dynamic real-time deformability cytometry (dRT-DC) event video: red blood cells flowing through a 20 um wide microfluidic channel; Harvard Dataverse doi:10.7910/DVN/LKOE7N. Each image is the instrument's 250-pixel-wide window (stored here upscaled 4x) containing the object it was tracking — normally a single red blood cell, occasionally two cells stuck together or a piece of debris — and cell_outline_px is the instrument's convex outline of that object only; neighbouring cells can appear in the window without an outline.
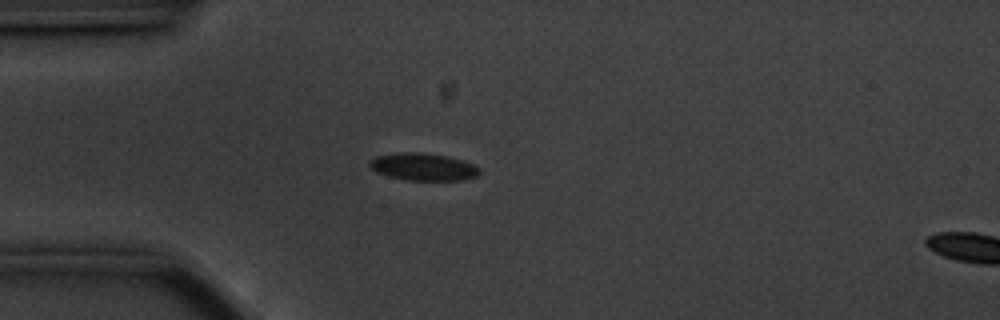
{"species": "common noctule bat (a hibernating species)", "species_latin": "Nyctalus noctula", "temperature_condition": "cold", "stored_images_in_passage": 43, "camera_frame_rate_fps": 3000, "um_per_image_px": 0.085, "animal": {"sex": "male", "body_mass_g": 20.1, "forearm_length_mm": 53.5}, "frame": {"image": 1, "passage_image": 1, "time_ms": 0.0, "image_size_px": [1000, 320], "cell_outline_px": [[480, 172], [476, 176], [464, 180], [408, 180], [388, 176], [376, 172], [368, 164], [376, 156], [396, 152], [416, 152], [448, 156], [472, 164], [480, 168]], "centroid_in_image_um": [35.96, 14.18], "position_along_channel_um": 49.0, "area_um2": 17.4}}
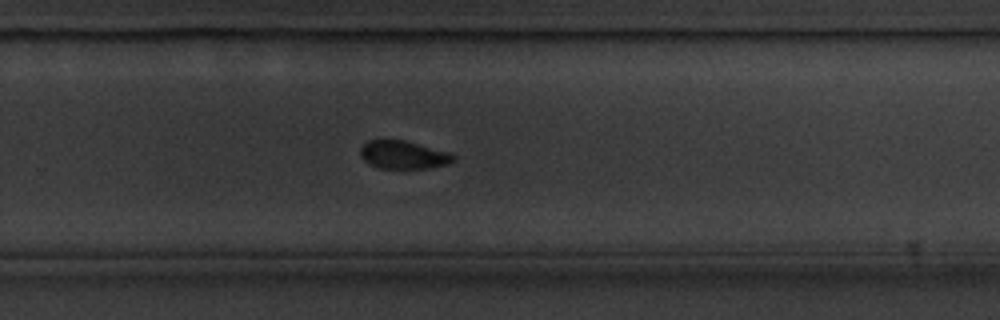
{"frame": {"image": 2, "passage_image": 23, "time_ms": 7.333, "image_size_px": [1000, 320], "cell_outline_px": [[456, 160], [448, 164], [428, 168], [380, 168], [364, 160], [360, 156], [360, 148], [368, 140], [404, 140], [452, 152], [456, 156]], "centroid_in_image_um": [34.35, 13.15], "position_along_channel_um": 295.5, "area_um2": 15.32}}
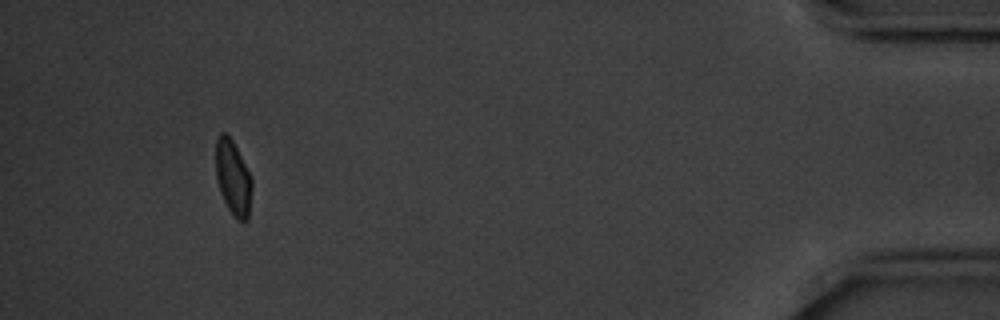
{"frame": {"image": 3, "passage_image": 39, "time_ms": 12.667, "image_size_px": [1000, 320], "cell_outline_px": [[252, 188], [248, 220], [236, 220], [228, 208], [220, 192], [216, 176], [216, 140], [220, 132], [224, 132], [232, 140], [252, 180]], "centroid_in_image_um": [19.8, 15.13], "position_along_channel_um": 415.4, "area_um2": 15.49}, "authors_computed_cell_mechanics": {"area_um2": 16.1262, "velocity_mm_per_s": 3.5129, "shape_relaxation_time_tau1_ms": null, "shape_relaxation_time_tau2_ms": 1.4739, "deformation_change_tau1": null, "deformation_change_tau2": 0.0532}}